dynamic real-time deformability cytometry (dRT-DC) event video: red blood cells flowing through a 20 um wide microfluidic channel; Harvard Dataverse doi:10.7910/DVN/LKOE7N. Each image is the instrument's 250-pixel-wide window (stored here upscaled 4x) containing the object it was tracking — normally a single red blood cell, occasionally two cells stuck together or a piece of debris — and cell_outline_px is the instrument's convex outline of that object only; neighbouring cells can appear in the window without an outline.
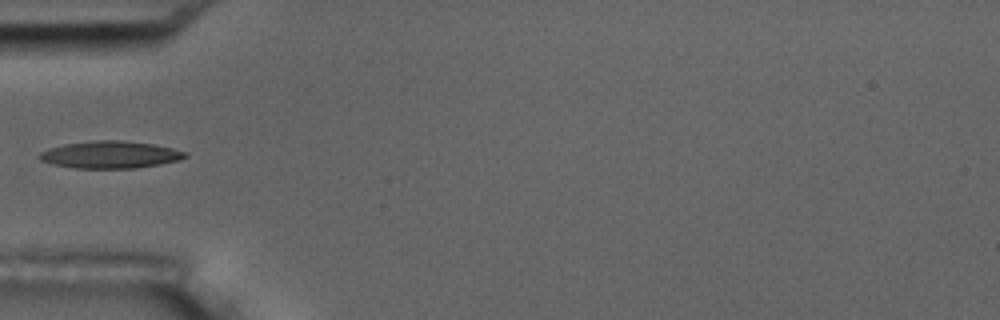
{"species": "common noctule bat (a hibernating species)", "species_latin": "Nyctalus noctula", "temperature_condition": "room temperature", "stored_images_in_passage": 36, "camera_frame_rate_fps": 3000, "um_per_image_px": 0.085, "animal": {"sex": "male", "body_mass_g": 17.5, "forearm_length_mm": 52.3}, "frame": {"image": 1, "passage_image": 1, "time_ms": 0.0, "image_size_px": [1000, 320], "cell_outline_px": [[188, 156], [180, 160], [160, 164], [136, 168], [76, 168], [56, 164], [40, 160], [36, 156], [40, 152], [48, 148], [64, 144], [96, 140], [120, 140], [152, 144], [172, 148], [188, 152]], "centroid_in_image_um": [9.38, 13.14], "position_along_channel_um": 75.6, "area_um2": 23.06}}